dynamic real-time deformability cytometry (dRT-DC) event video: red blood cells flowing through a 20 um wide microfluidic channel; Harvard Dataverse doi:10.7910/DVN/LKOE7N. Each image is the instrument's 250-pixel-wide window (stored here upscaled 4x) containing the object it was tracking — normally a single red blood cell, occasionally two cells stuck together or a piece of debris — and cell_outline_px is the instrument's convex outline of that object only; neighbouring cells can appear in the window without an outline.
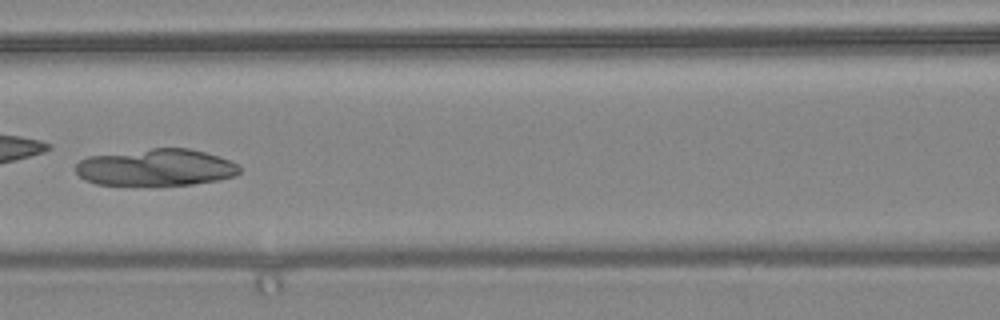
{"species": "common noctule bat (a hibernating species)", "species_latin": "Nyctalus noctula", "temperature_condition": "warm", "stored_images_in_passage": 4, "camera_frame_rate_fps": 3000, "um_per_image_px": 0.085, "animal": {"sex": "female", "body_mass_g": 24.6, "forearm_length_mm": 56.2}, "frame": {"image": 1, "passage_image": 4, "time_ms": 1.0, "image_size_px": [1000, 320], "cell_outline_px": [[240, 172], [236, 176], [220, 180], [192, 184], [96, 184], [84, 180], [76, 172], [76, 164], [80, 160], [88, 156], [152, 148], [188, 148], [204, 152], [240, 164]], "centroid_in_image_um": [13.27, 14.22], "position_along_channel_um": 153.3, "area_um2": 34.97}}